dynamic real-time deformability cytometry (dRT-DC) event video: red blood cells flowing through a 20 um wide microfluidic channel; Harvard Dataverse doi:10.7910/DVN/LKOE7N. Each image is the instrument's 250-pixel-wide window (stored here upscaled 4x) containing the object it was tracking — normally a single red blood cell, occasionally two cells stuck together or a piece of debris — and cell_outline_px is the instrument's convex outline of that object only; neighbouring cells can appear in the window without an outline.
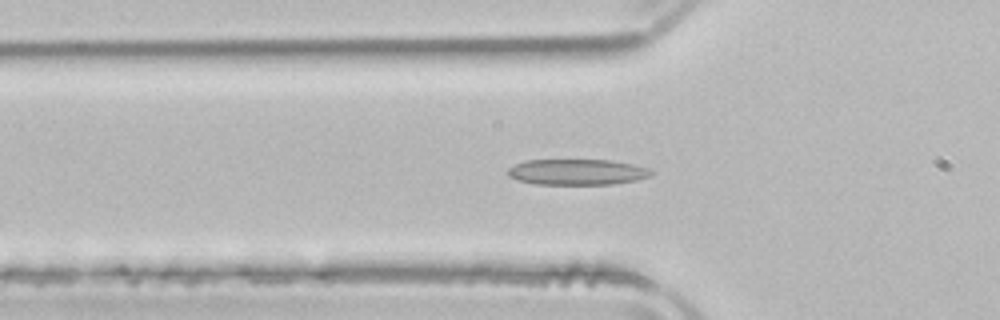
{"species": "common noctule bat (a hibernating species)", "species_latin": "Nyctalus noctula", "temperature_condition": "room temperature", "stored_images_in_passage": 53, "camera_frame_rate_fps": 3000, "um_per_image_px": 0.085, "animal": {"sex": "male", "body_mass_g": 21.5, "forearm_length_mm": 52.0}, "frame": {"image": 1, "passage_image": 17, "time_ms": 5.333, "image_size_px": [1000, 320], "cell_outline_px": [[652, 172], [648, 176], [636, 180], [612, 184], [536, 184], [516, 180], [508, 176], [508, 168], [524, 160], [612, 160], [632, 164], [648, 168]], "centroid_in_image_um": [49.01, 14.62], "position_along_channel_um": 76.8, "area_um2": 21.44}}
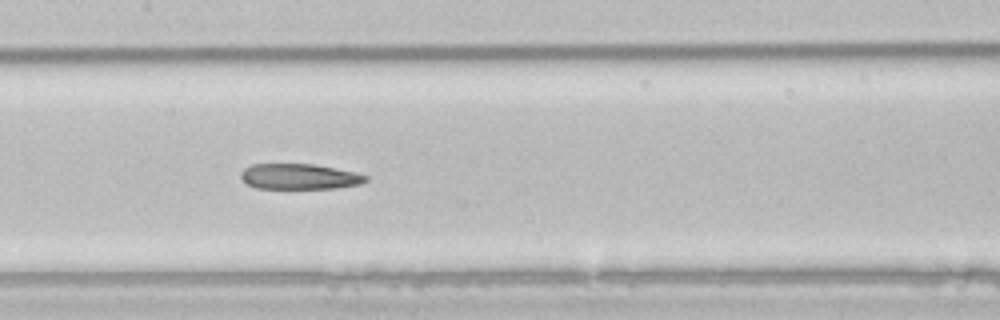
{"frame": {"image": 2, "passage_image": 25, "time_ms": 8.0, "image_size_px": [1000, 320], "cell_outline_px": [[368, 180], [360, 184], [336, 188], [256, 188], [248, 184], [240, 176], [240, 172], [244, 168], [252, 164], [316, 164], [352, 172], [368, 176]], "centroid_in_image_um": [25.43, 15.0], "position_along_channel_um": 182.0, "area_um2": 18.44}}
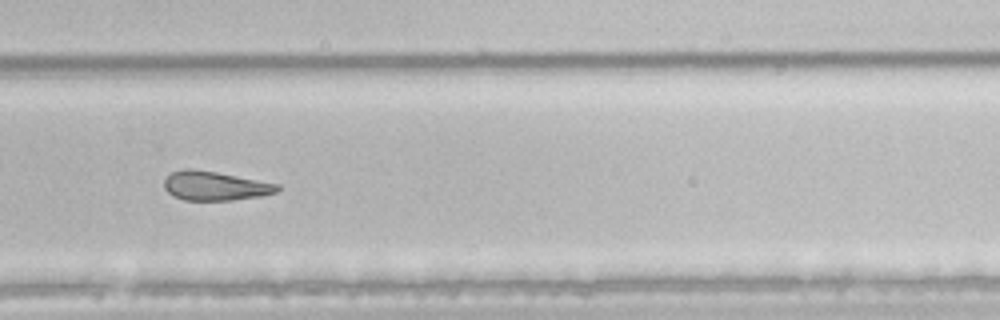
{"frame": {"image": 3, "passage_image": 35, "time_ms": 11.333, "image_size_px": [1000, 320], "cell_outline_px": [[280, 188], [276, 192], [260, 196], [232, 200], [184, 200], [168, 192], [164, 188], [164, 180], [172, 172], [184, 168], [192, 168], [216, 172], [280, 184]], "centroid_in_image_um": [18.28, 15.79], "position_along_channel_um": 311.5, "area_um2": 19.07}, "authors_computed_cell_mechanics": {"area_um2": 21.5016, "velocity_mm_per_s": 3.9079, "shape_relaxation_time_tau1_ms": null, "shape_relaxation_time_tau2_ms": 8.026, "deformation_change_tau1": null, "deformation_change_tau2": 0.2106}}